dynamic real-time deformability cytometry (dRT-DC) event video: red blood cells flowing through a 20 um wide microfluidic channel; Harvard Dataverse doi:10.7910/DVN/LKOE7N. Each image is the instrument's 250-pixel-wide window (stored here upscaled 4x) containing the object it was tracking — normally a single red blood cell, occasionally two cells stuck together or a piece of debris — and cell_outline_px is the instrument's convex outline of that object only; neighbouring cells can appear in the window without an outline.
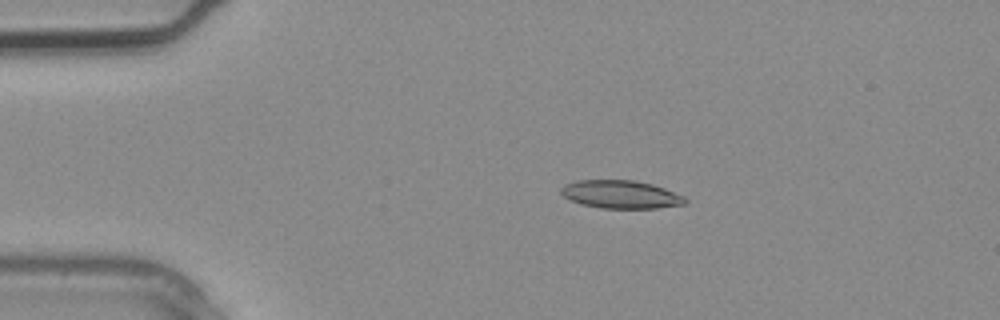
{"species": "common noctule bat (a hibernating species)", "species_latin": "Nyctalus noctula", "temperature_condition": "warm", "stored_images_in_passage": 2, "camera_frame_rate_fps": 3000, "um_per_image_px": 0.085, "animal": {"sex": "male", "body_mass_g": 20.4}, "frame": {"image": 1, "passage_image": 1, "time_ms": 0.0, "image_size_px": [1000, 320], "cell_outline_px": [[688, 200], [684, 204], [656, 208], [600, 208], [580, 204], [564, 196], [560, 192], [560, 188], [564, 184], [576, 180], [636, 180], [652, 184], [664, 188], [684, 196]], "centroid_in_image_um": [52.75, 16.52], "position_along_channel_um": 32.3, "area_um2": 20.35}}
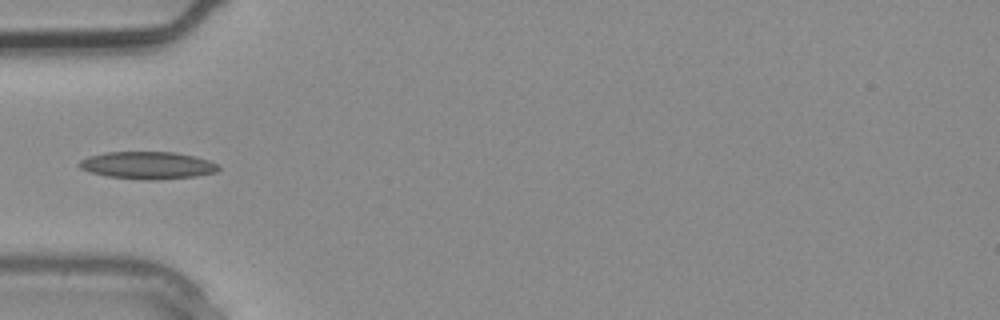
{"frame": {"image": 2, "passage_image": 2, "time_ms": 0.333, "image_size_px": [1000, 320], "cell_outline_px": [[220, 168], [216, 172], [196, 176], [156, 180], [148, 180], [108, 176], [92, 172], [80, 168], [76, 164], [80, 160], [88, 156], [104, 152], [176, 152], [196, 156], [208, 160], [216, 164]], "centroid_in_image_um": [12.54, 14.04], "position_along_channel_um": 72.5, "area_um2": 22.2}}